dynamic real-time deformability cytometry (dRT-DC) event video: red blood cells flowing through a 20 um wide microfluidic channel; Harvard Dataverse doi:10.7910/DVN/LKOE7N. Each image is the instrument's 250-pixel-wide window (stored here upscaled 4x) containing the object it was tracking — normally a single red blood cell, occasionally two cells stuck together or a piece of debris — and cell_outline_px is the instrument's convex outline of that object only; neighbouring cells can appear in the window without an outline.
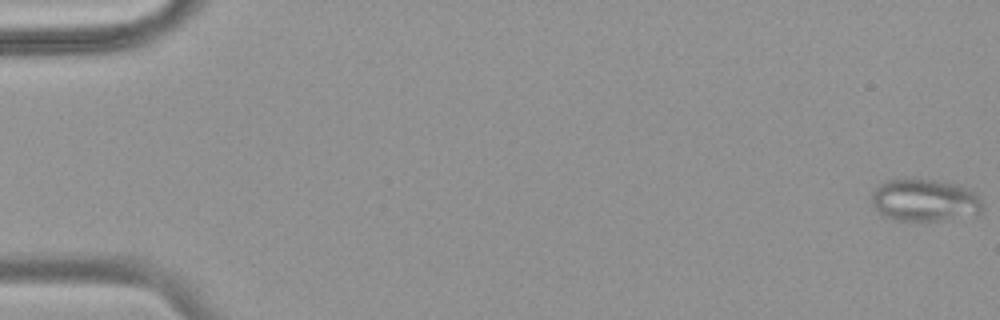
{"species": "common noctule bat (a hibernating species)", "species_latin": "Nyctalus noctula", "temperature_condition": "warm", "stored_images_in_passage": 56, "camera_frame_rate_fps": 3000, "um_per_image_px": 0.085, "animal": {"sex": "female", "body_mass_g": 18.4}, "frame": {"image": 1, "passage_image": 1, "time_ms": 0.0, "image_size_px": [1000, 320], "cell_outline_px": [[984, 208], [976, 216], [940, 220], [896, 220], [884, 216], [872, 204], [872, 192], [880, 184], [888, 180], [904, 176], [936, 180], [968, 188], [980, 196], [984, 204]], "centroid_in_image_um": [78.63, 16.99], "position_along_channel_um": 6.4, "area_um2": 27.92}}
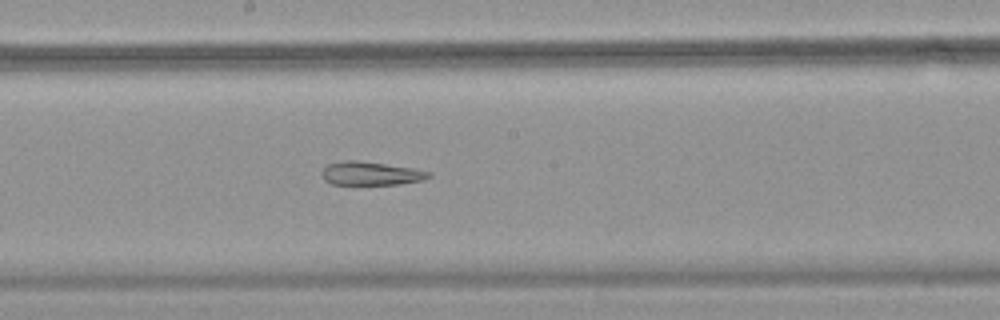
{"frame": {"image": 2, "passage_image": 31, "time_ms": 10.0, "image_size_px": [1000, 320], "cell_outline_px": [[432, 176], [424, 180], [400, 184], [332, 184], [324, 180], [320, 172], [328, 164], [344, 160], [356, 160], [412, 168], [432, 172]], "centroid_in_image_um": [31.52, 14.74], "position_along_channel_um": 216.7, "area_um2": 14.62}}
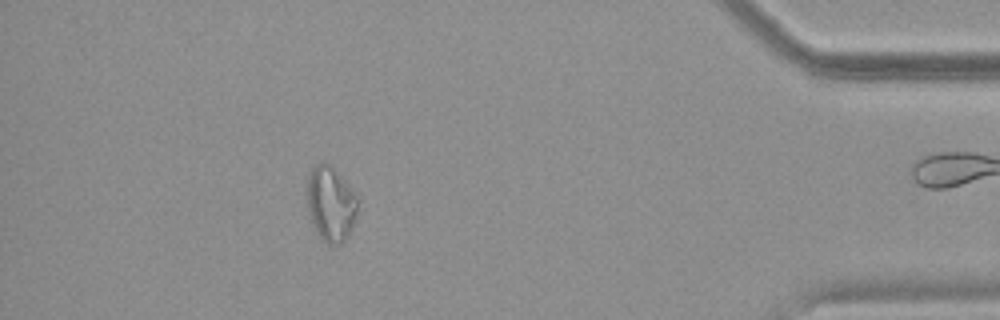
{"frame": {"image": 3, "passage_image": 50, "time_ms": 16.333, "image_size_px": [1000, 320], "cell_outline_px": [[360, 200], [356, 216], [352, 228], [348, 236], [340, 244], [328, 244], [316, 232], [308, 212], [308, 176], [312, 168], [316, 164], [324, 160], [356, 192]], "centroid_in_image_um": [28.15, 17.33], "position_along_channel_um": 407.1, "area_um2": 22.14}, "authors_computed_cell_mechanics": {"area_um2": 21.3571, "velocity_mm_per_s": 3.723, "shape_relaxation_time_tau1_ms": null, "shape_relaxation_time_tau2_ms": 9.4658, "deformation_change_tau1": null, "deformation_change_tau2": 0.2029}}